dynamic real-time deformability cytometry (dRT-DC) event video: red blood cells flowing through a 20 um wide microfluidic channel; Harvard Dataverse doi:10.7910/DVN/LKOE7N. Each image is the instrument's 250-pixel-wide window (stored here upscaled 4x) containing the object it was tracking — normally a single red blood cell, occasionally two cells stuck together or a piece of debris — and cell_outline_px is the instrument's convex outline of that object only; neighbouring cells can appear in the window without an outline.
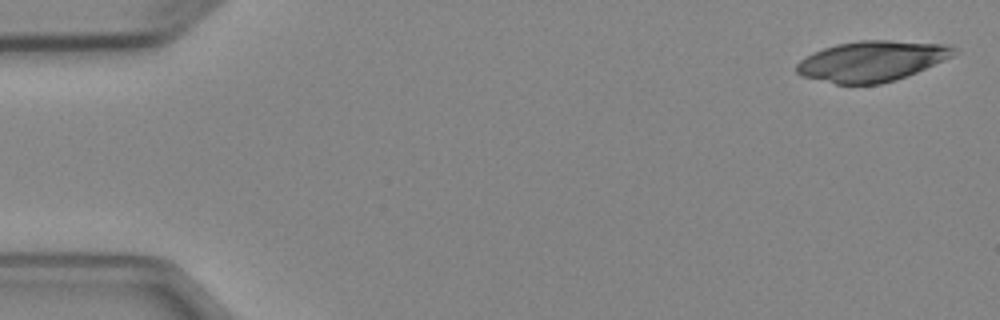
{"species": "Egyptian fruit bat (a non-hibernating species)", "species_latin": "Rousettus aegyptiacus", "temperature_condition": "cold", "stored_images_in_passage": 5, "camera_frame_rate_fps": 3000, "um_per_image_px": 0.085, "animal": {"sex": "female"}, "frame": {"image": 1, "passage_image": 1, "time_ms": 0.0, "image_size_px": [1000, 320], "cell_outline_px": [[960, 52], [944, 60], [916, 72], [896, 80], [880, 84], [836, 84], [800, 76], [796, 72], [796, 64], [800, 60], [812, 52], [836, 44], [860, 40], [888, 40], [948, 44], [956, 48]], "centroid_in_image_um": [74.1, 5.19], "position_along_channel_um": 10.9, "area_um2": 37.28}}